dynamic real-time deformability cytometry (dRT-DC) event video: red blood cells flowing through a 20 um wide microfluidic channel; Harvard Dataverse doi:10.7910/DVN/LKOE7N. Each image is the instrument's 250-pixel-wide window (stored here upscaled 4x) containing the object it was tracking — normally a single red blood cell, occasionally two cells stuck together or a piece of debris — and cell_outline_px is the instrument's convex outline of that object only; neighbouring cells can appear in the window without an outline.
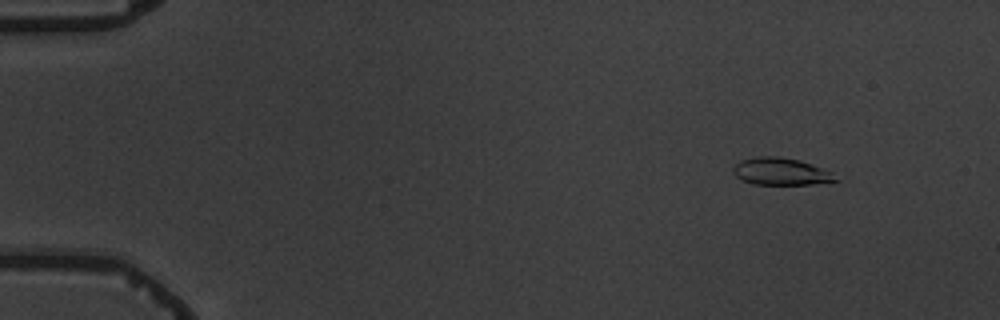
{"species": "common noctule bat (a hibernating species)", "species_latin": "Nyctalus noctula", "temperature_condition": "warm", "stored_images_in_passage": 6, "camera_frame_rate_fps": 3000, "um_per_image_px": 0.085, "animal": {"sex": "male", "body_mass_g": 19.5, "forearm_length_mm": 54.6}, "frame": {"image": 1, "passage_image": 2, "time_ms": 1.0, "image_size_px": [1000, 320], "cell_outline_px": [[840, 180], [812, 184], [752, 184], [740, 180], [732, 172], [732, 168], [740, 160], [756, 156], [780, 156], [800, 160], [812, 164], [832, 172]], "centroid_in_image_um": [66.34, 14.57], "position_along_channel_um": 18.7, "area_um2": 16.42}}
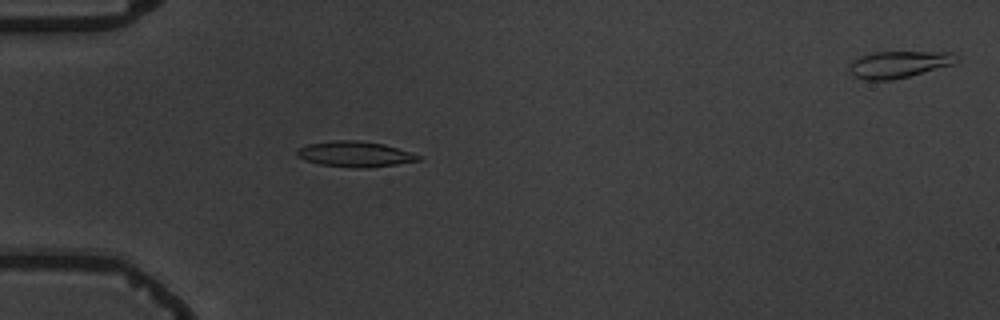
{"frame": {"image": 2, "passage_image": 5, "time_ms": 4.667, "image_size_px": [1000, 320], "cell_outline_px": [[420, 160], [396, 164], [368, 168], [352, 168], [320, 164], [304, 160], [296, 156], [296, 152], [300, 148], [308, 144], [332, 140], [356, 140], [384, 144], [420, 156]], "centroid_in_image_um": [30.12, 13.1], "position_along_channel_um": 54.9, "area_um2": 17.92}}